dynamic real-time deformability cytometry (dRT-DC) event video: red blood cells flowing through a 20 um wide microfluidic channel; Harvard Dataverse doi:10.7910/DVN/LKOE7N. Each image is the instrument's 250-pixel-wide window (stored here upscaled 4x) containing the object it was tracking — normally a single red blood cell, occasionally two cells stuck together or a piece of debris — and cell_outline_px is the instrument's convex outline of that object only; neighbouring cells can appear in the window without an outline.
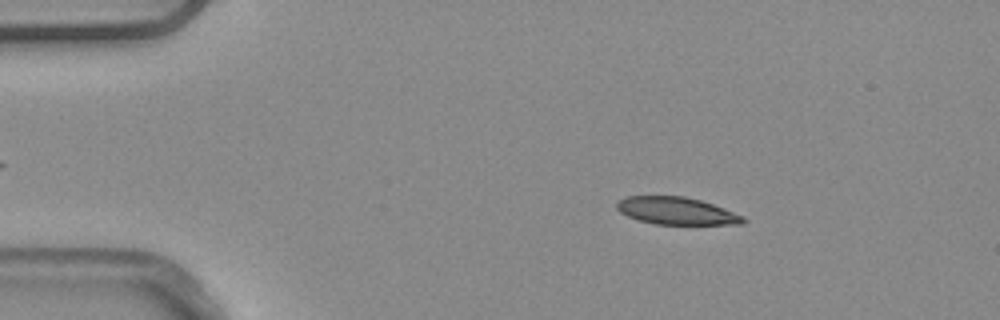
{"species": "common noctule bat (a hibernating species)", "species_latin": "Nyctalus noctula", "temperature_condition": "warm", "stored_images_in_passage": 4, "camera_frame_rate_fps": 3000, "um_per_image_px": 0.085, "animal": {"sex": "male", "body_mass_g": 20.4}, "frame": {"image": 1, "passage_image": 2, "time_ms": 0.333, "image_size_px": [1000, 320], "cell_outline_px": [[748, 220], [744, 224], [656, 224], [640, 220], [628, 216], [620, 212], [616, 208], [616, 200], [624, 196], [684, 196], [700, 200], [724, 208], [744, 216]], "centroid_in_image_um": [57.49, 17.92], "position_along_channel_um": 27.5, "area_um2": 20.23}}